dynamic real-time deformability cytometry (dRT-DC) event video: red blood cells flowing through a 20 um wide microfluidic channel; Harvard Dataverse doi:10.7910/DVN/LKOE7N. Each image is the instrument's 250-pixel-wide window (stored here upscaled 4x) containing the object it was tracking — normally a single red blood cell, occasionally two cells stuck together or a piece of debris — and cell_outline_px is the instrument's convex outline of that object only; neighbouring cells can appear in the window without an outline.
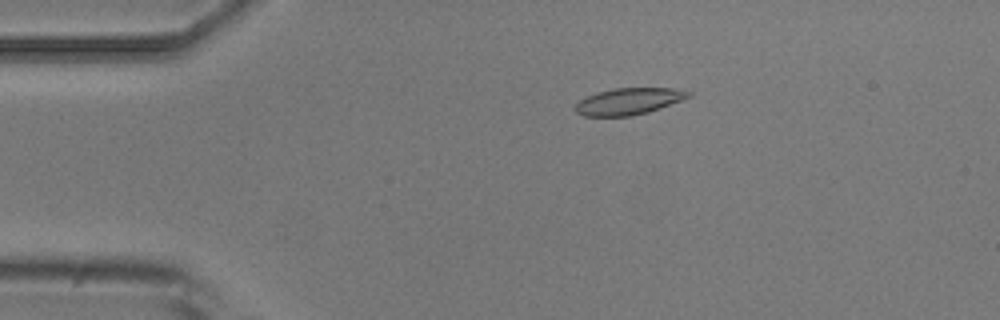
{"species": "common noctule bat (a hibernating species)", "species_latin": "Nyctalus noctula", "temperature_condition": "room temperature", "stored_images_in_passage": 6, "camera_frame_rate_fps": 3000, "um_per_image_px": 0.085, "animal": {"sex": "male", "body_mass_g": 20.5, "forearm_length_mm": 52.5}, "frame": {"image": 1, "passage_image": 4, "time_ms": 3.333, "image_size_px": [1000, 320], "cell_outline_px": [[692, 96], [660, 108], [648, 112], [632, 116], [584, 116], [576, 112], [576, 104], [580, 100], [588, 96], [600, 92], [616, 88], [684, 88], [692, 92]], "centroid_in_image_um": [53.52, 8.61], "position_along_channel_um": 31.5, "area_um2": 17.51}}
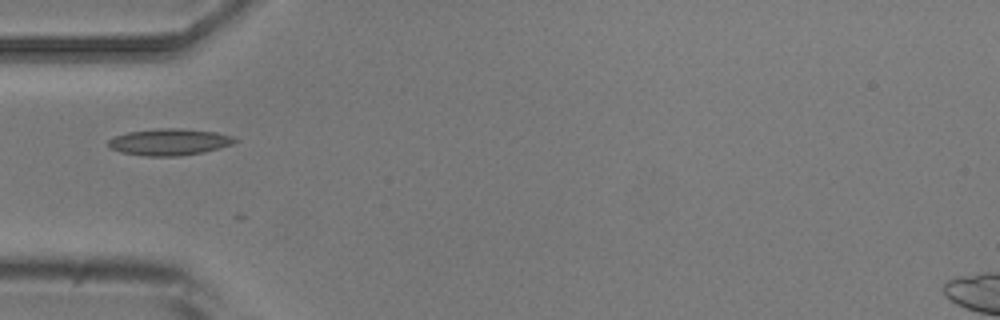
{"frame": {"image": 2, "passage_image": 6, "time_ms": 5.667, "image_size_px": [1000, 320], "cell_outline_px": [[240, 140], [232, 144], [220, 148], [204, 152], [180, 156], [148, 156], [120, 152], [108, 148], [108, 140], [116, 136], [128, 132], [156, 128], [184, 128], [216, 132], [232, 136]], "centroid_in_image_um": [14.41, 12.06], "position_along_channel_um": 70.6, "area_um2": 19.83}}